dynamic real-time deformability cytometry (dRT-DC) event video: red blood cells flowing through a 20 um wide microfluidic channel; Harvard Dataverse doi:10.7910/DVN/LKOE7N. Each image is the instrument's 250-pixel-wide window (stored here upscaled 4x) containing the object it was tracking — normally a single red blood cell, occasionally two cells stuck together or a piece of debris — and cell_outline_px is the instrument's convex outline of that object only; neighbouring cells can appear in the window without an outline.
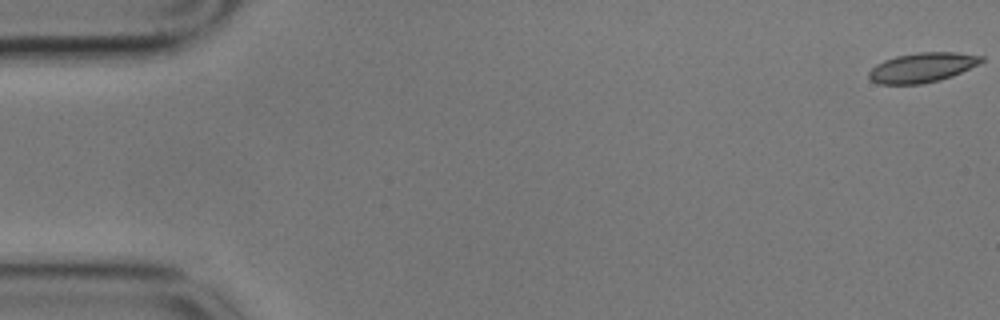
{"species": "common noctule bat (a hibernating species)", "species_latin": "Nyctalus noctula", "temperature_condition": "cold", "stored_images_in_passage": 42, "camera_frame_rate_fps": 3000, "um_per_image_px": 0.085, "animal": {"sex": "male", "body_mass_g": 17.9}, "frame": {"image": 1, "passage_image": 1, "time_ms": 0.0, "image_size_px": [1000, 320], "cell_outline_px": [[984, 60], [952, 76], [940, 80], [920, 84], [880, 84], [872, 80], [868, 76], [868, 72], [876, 64], [884, 60], [896, 56], [916, 52], [956, 52], [984, 56]], "centroid_in_image_um": [78.36, 5.73], "position_along_channel_um": 6.6, "area_um2": 19.31}}
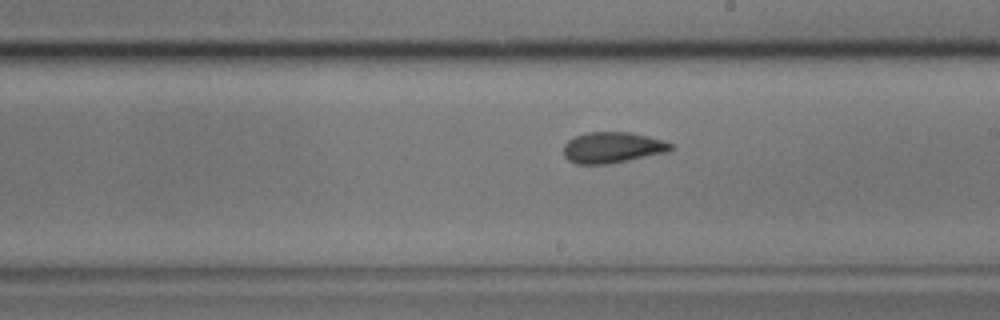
{"frame": {"image": 2, "passage_image": 32, "time_ms": 10.333, "image_size_px": [1000, 320], "cell_outline_px": [[672, 148], [668, 152], [608, 164], [576, 164], [568, 160], [564, 156], [564, 144], [568, 140], [576, 136], [588, 132], [628, 132], [648, 136], [664, 140], [672, 144]], "centroid_in_image_um": [52.05, 12.54], "position_along_channel_um": 237.0, "area_um2": 19.31}}
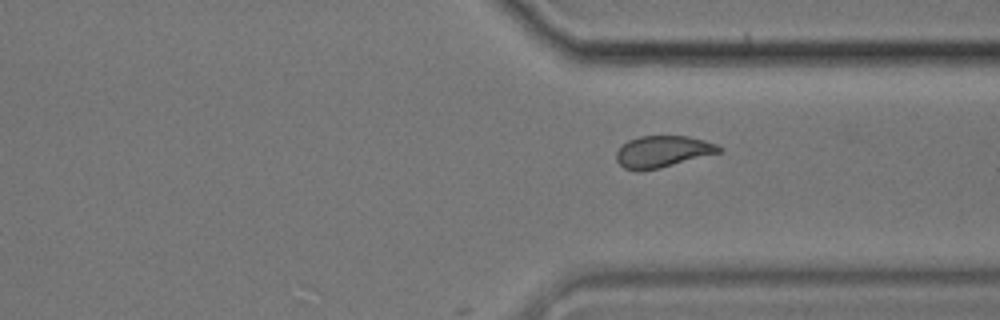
{"frame": {"image": 3, "passage_image": 42, "time_ms": 13.667, "image_size_px": [1000, 320], "cell_outline_px": [[724, 152], [660, 168], [640, 172], [624, 168], [616, 160], [616, 152], [628, 140], [640, 136], [688, 136], [704, 140], [716, 144], [724, 148]], "centroid_in_image_um": [56.37, 12.9], "position_along_channel_um": 355.0, "area_um2": 19.19}}